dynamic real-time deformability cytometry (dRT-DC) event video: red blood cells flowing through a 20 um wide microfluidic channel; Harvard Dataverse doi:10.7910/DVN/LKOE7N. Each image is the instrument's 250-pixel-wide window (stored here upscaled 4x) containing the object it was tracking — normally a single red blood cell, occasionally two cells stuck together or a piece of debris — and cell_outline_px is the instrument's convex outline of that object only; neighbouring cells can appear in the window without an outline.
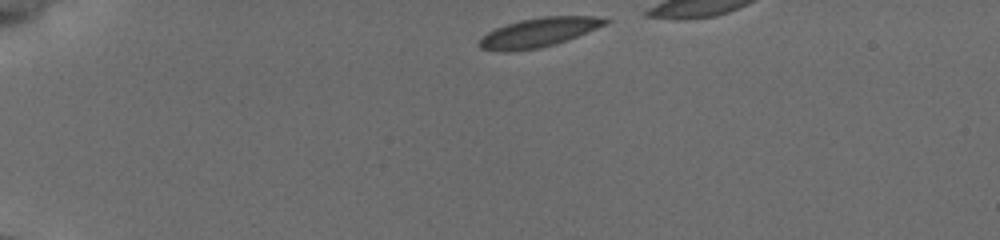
{"species": "common noctule bat (a hibernating species)", "species_latin": "Nyctalus noctula", "temperature_condition": "cold", "stored_images_in_passage": 37, "camera_frame_rate_fps": 3000, "um_per_image_px": 0.085, "animal": {"sex": "female", "body_mass_g": 19.5, "forearm_length_mm": 54.1}, "frame": {"image": 1, "passage_image": 1, "time_ms": 0.0, "image_size_px": [1000, 240], "cell_outline_px": [[612, 20], [608, 24], [568, 40], [556, 44], [540, 48], [508, 52], [500, 52], [480, 48], [476, 44], [488, 32], [496, 28], [520, 20], [544, 16], [596, 16]], "centroid_in_image_um": [45.82, 2.76], "position_along_channel_um": 39.2, "area_um2": 21.56}}
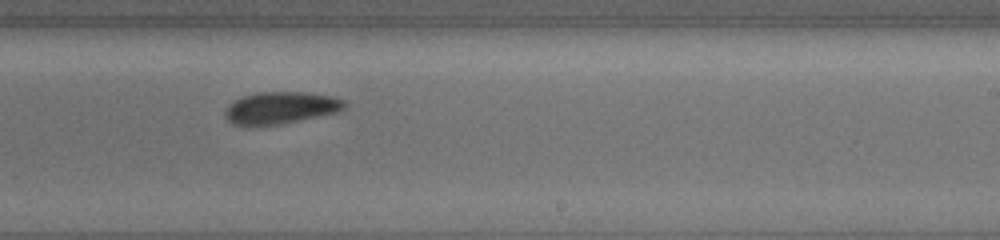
{"frame": {"image": 2, "passage_image": 24, "time_ms": 7.667, "image_size_px": [1000, 240], "cell_outline_px": [[348, 104], [340, 112], [280, 124], [232, 124], [224, 116], [224, 112], [228, 104], [244, 96], [256, 92], [304, 92], [332, 96], [344, 100]], "centroid_in_image_um": [23.9, 9.15], "position_along_channel_um": 265.1, "area_um2": 22.14}}
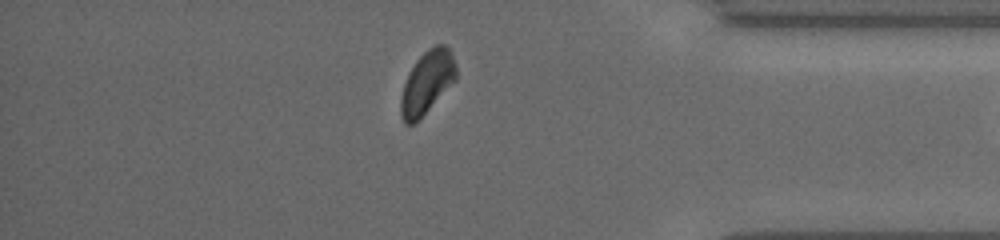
{"frame": {"image": 3, "passage_image": 36, "time_ms": 11.667, "image_size_px": [1000, 240], "cell_outline_px": [[456, 80], [412, 124], [404, 124], [400, 112], [400, 100], [404, 84], [408, 72], [416, 60], [428, 48], [436, 44], [444, 44], [448, 48], [456, 64]], "centroid_in_image_um": [36.28, 6.96], "position_along_channel_um": 398.9, "area_um2": 19.83}}